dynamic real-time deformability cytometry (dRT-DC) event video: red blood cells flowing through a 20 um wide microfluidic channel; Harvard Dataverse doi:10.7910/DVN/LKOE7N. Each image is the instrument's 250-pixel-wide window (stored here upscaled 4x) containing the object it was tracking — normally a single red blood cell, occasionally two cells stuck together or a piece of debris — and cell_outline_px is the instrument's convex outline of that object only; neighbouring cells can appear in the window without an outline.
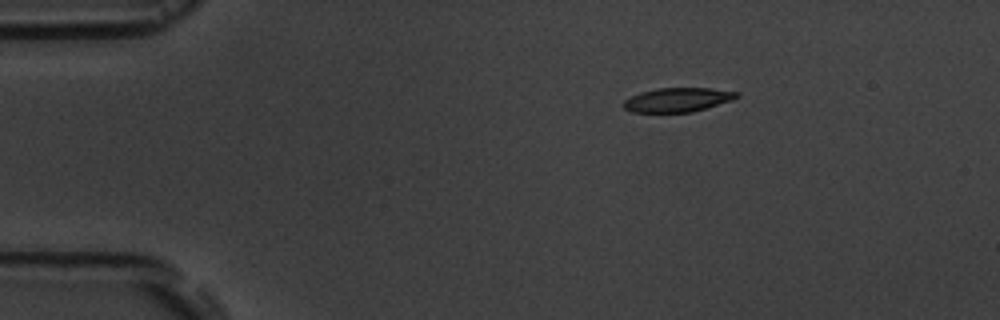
{"species": "common noctule bat (a hibernating species)", "species_latin": "Nyctalus noctula", "temperature_condition": "room temperature", "stored_images_in_passage": 5, "camera_frame_rate_fps": 3000, "um_per_image_px": 0.085, "animal": {"sex": "male", "body_mass_g": 19.5, "forearm_length_mm": 54.6}, "frame": {"image": 1, "passage_image": 5, "time_ms": 4.667, "image_size_px": [1000, 320], "cell_outline_px": [[740, 96], [732, 100], [692, 112], [632, 112], [624, 108], [624, 100], [640, 92], [656, 88], [712, 88], [740, 92]], "centroid_in_image_um": [57.62, 8.47], "position_along_channel_um": 27.4, "area_um2": 15.9}}